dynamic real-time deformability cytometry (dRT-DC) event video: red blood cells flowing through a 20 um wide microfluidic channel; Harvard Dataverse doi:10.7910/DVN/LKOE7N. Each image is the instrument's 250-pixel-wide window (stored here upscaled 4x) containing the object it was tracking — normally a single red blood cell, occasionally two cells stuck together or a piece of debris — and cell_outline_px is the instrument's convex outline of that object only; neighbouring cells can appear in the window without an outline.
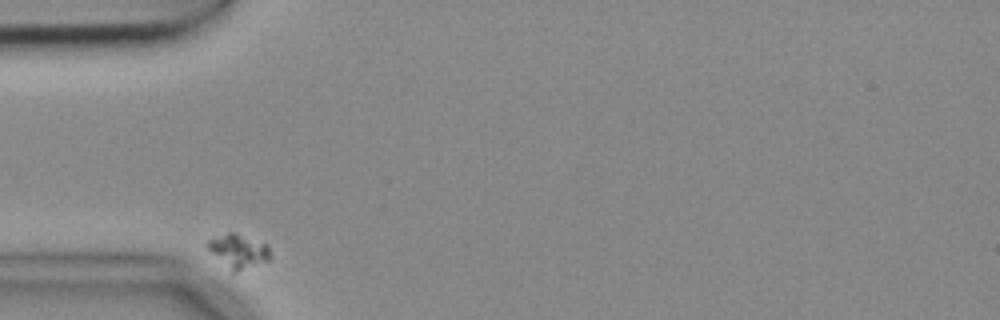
{"species": "common noctule bat (a hibernating species)", "species_latin": "Nyctalus noctula", "temperature_condition": "cold", "stored_images_in_passage": 7, "camera_frame_rate_fps": 3000, "um_per_image_px": 0.085, "animal": {"sex": "female", "body_mass_g": 18.4}, "frame": {"image": 1, "passage_image": 1, "time_ms": 0.0, "image_size_px": [1000, 320], "cell_outline_px": [[272, 256], [268, 260], [236, 272], [232, 272], [204, 244], [212, 236], [228, 232], [232, 232], [264, 244], [268, 248]], "centroid_in_image_um": [20.21, 21.33], "position_along_channel_um": 64.8, "area_um2": 11.96}}
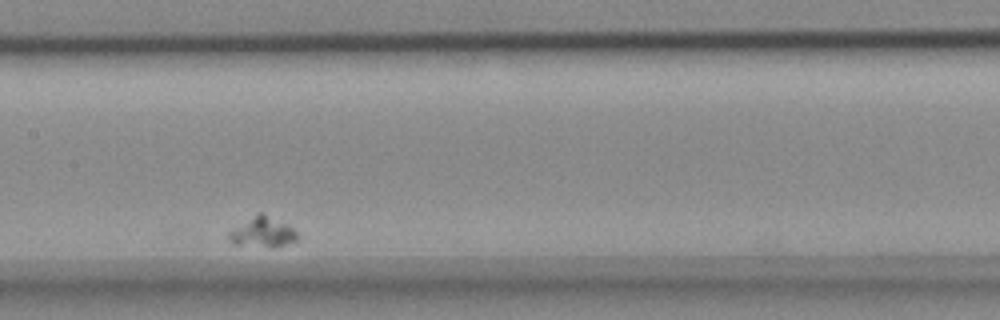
{"frame": {"image": 2, "passage_image": 5, "time_ms": 1.333, "image_size_px": [1000, 320], "cell_outline_px": [[296, 240], [284, 244], [232, 244], [228, 240], [228, 232], [260, 212], [264, 212], [292, 228], [296, 232]], "centroid_in_image_um": [22.27, 19.68], "position_along_channel_um": 185.1, "area_um2": 11.04}}
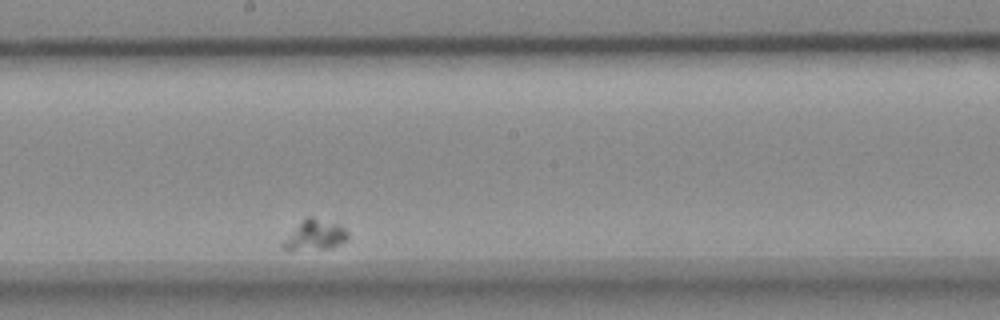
{"frame": {"image": 3, "passage_image": 6, "time_ms": 1.667, "image_size_px": [1000, 320], "cell_outline_px": [[348, 240], [332, 248], [292, 252], [288, 252], [280, 244], [308, 216], [312, 216], [336, 224], [344, 228], [348, 232]], "centroid_in_image_um": [26.77, 20.05], "position_along_channel_um": 221.4, "area_um2": 11.44}}